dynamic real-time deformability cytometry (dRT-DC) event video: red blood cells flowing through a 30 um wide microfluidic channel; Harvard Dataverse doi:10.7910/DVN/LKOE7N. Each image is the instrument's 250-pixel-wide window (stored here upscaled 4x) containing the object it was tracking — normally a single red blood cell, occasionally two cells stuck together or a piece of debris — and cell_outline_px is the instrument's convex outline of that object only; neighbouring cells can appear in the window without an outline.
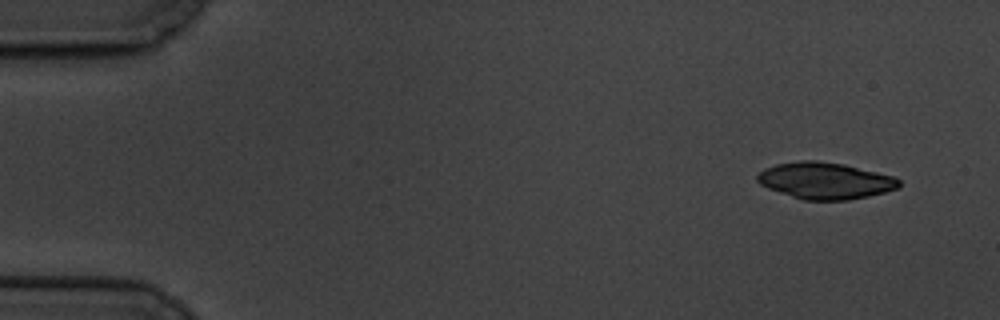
{"species": "common noctule bat (a hibernating species)", "species_latin": "Nyctalus noctula", "temperature_condition": "cold", "stored_images_in_passage": 6, "camera_frame_rate_fps": 3000, "um_per_image_px": 0.085, "animal": {"sex": "male", "body_mass_g": 19.5, "forearm_length_mm": 54.6}, "frame": {"image": 1, "passage_image": 1, "time_ms": 0.0, "image_size_px": [1000, 320], "cell_outline_px": [[900, 188], [868, 196], [848, 200], [804, 200], [768, 188], [760, 184], [756, 180], [756, 176], [764, 168], [776, 164], [800, 160], [816, 160], [844, 164], [892, 176], [900, 180]], "centroid_in_image_um": [70.12, 15.35], "position_along_channel_um": 14.9, "area_um2": 30.11}}